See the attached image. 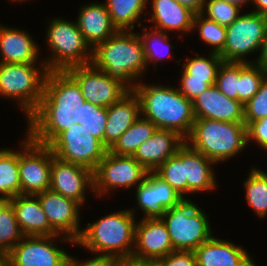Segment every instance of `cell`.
Segmentation results:
<instances>
[{
  "label": "cell",
  "mask_w": 267,
  "mask_h": 266,
  "mask_svg": "<svg viewBox=\"0 0 267 266\" xmlns=\"http://www.w3.org/2000/svg\"><path fill=\"white\" fill-rule=\"evenodd\" d=\"M84 102L78 83L66 71H48L40 104L28 117L27 135L49 146L75 123L76 111Z\"/></svg>",
  "instance_id": "6da1fadb"
},
{
  "label": "cell",
  "mask_w": 267,
  "mask_h": 266,
  "mask_svg": "<svg viewBox=\"0 0 267 266\" xmlns=\"http://www.w3.org/2000/svg\"><path fill=\"white\" fill-rule=\"evenodd\" d=\"M137 83L132 90L138 96L141 116L158 129L175 131L186 139L195 121L192 101L175 87Z\"/></svg>",
  "instance_id": "7a4b0ae2"
},
{
  "label": "cell",
  "mask_w": 267,
  "mask_h": 266,
  "mask_svg": "<svg viewBox=\"0 0 267 266\" xmlns=\"http://www.w3.org/2000/svg\"><path fill=\"white\" fill-rule=\"evenodd\" d=\"M140 35L133 31H118L92 49L91 64L132 90L147 68Z\"/></svg>",
  "instance_id": "3957f363"
},
{
  "label": "cell",
  "mask_w": 267,
  "mask_h": 266,
  "mask_svg": "<svg viewBox=\"0 0 267 266\" xmlns=\"http://www.w3.org/2000/svg\"><path fill=\"white\" fill-rule=\"evenodd\" d=\"M133 213V208L122 210L94 223H87L75 244L84 246L94 254L112 255L121 261L130 260L135 245L136 222Z\"/></svg>",
  "instance_id": "277c9868"
},
{
  "label": "cell",
  "mask_w": 267,
  "mask_h": 266,
  "mask_svg": "<svg viewBox=\"0 0 267 266\" xmlns=\"http://www.w3.org/2000/svg\"><path fill=\"white\" fill-rule=\"evenodd\" d=\"M185 142L216 163L226 161L248 146L244 122L195 118Z\"/></svg>",
  "instance_id": "5b68a950"
},
{
  "label": "cell",
  "mask_w": 267,
  "mask_h": 266,
  "mask_svg": "<svg viewBox=\"0 0 267 266\" xmlns=\"http://www.w3.org/2000/svg\"><path fill=\"white\" fill-rule=\"evenodd\" d=\"M46 34V42L53 53L52 57L44 61L48 71H65L70 67L91 64L92 49L77 22L59 17L52 19Z\"/></svg>",
  "instance_id": "8992f818"
},
{
  "label": "cell",
  "mask_w": 267,
  "mask_h": 266,
  "mask_svg": "<svg viewBox=\"0 0 267 266\" xmlns=\"http://www.w3.org/2000/svg\"><path fill=\"white\" fill-rule=\"evenodd\" d=\"M35 64L0 63V96L18 99L27 118L40 104L48 73L44 62L41 70Z\"/></svg>",
  "instance_id": "52a82bcc"
},
{
  "label": "cell",
  "mask_w": 267,
  "mask_h": 266,
  "mask_svg": "<svg viewBox=\"0 0 267 266\" xmlns=\"http://www.w3.org/2000/svg\"><path fill=\"white\" fill-rule=\"evenodd\" d=\"M174 251H194L212 237L209 220L195 203L183 199L161 217Z\"/></svg>",
  "instance_id": "ba28073f"
},
{
  "label": "cell",
  "mask_w": 267,
  "mask_h": 266,
  "mask_svg": "<svg viewBox=\"0 0 267 266\" xmlns=\"http://www.w3.org/2000/svg\"><path fill=\"white\" fill-rule=\"evenodd\" d=\"M267 35V17L258 13L241 14L226 26V42L218 53L223 61L257 63ZM260 50L256 62L246 61L247 54ZM244 56V58H243Z\"/></svg>",
  "instance_id": "9c48e42d"
},
{
  "label": "cell",
  "mask_w": 267,
  "mask_h": 266,
  "mask_svg": "<svg viewBox=\"0 0 267 266\" xmlns=\"http://www.w3.org/2000/svg\"><path fill=\"white\" fill-rule=\"evenodd\" d=\"M18 151L21 194L37 195L50 187L53 152L48 145L34 142L28 135Z\"/></svg>",
  "instance_id": "30bf717a"
},
{
  "label": "cell",
  "mask_w": 267,
  "mask_h": 266,
  "mask_svg": "<svg viewBox=\"0 0 267 266\" xmlns=\"http://www.w3.org/2000/svg\"><path fill=\"white\" fill-rule=\"evenodd\" d=\"M148 171L133 157L121 156L107 151L93 171L94 194L102 196L109 190L130 188L141 184Z\"/></svg>",
  "instance_id": "8fae6325"
},
{
  "label": "cell",
  "mask_w": 267,
  "mask_h": 266,
  "mask_svg": "<svg viewBox=\"0 0 267 266\" xmlns=\"http://www.w3.org/2000/svg\"><path fill=\"white\" fill-rule=\"evenodd\" d=\"M65 71L78 83L85 101L103 108H108L130 91L121 81L92 64L70 67Z\"/></svg>",
  "instance_id": "7c38bea8"
},
{
  "label": "cell",
  "mask_w": 267,
  "mask_h": 266,
  "mask_svg": "<svg viewBox=\"0 0 267 266\" xmlns=\"http://www.w3.org/2000/svg\"><path fill=\"white\" fill-rule=\"evenodd\" d=\"M58 158L94 171L108 149L89 132L63 131L50 145Z\"/></svg>",
  "instance_id": "4fadbf2b"
},
{
  "label": "cell",
  "mask_w": 267,
  "mask_h": 266,
  "mask_svg": "<svg viewBox=\"0 0 267 266\" xmlns=\"http://www.w3.org/2000/svg\"><path fill=\"white\" fill-rule=\"evenodd\" d=\"M36 196L46 214L50 227L58 235L62 234L63 240L75 244L82 232L79 229L81 205L51 189H47Z\"/></svg>",
  "instance_id": "5bb4252c"
},
{
  "label": "cell",
  "mask_w": 267,
  "mask_h": 266,
  "mask_svg": "<svg viewBox=\"0 0 267 266\" xmlns=\"http://www.w3.org/2000/svg\"><path fill=\"white\" fill-rule=\"evenodd\" d=\"M58 236H24L7 255V265L66 266L69 254L53 244Z\"/></svg>",
  "instance_id": "9a60e30c"
},
{
  "label": "cell",
  "mask_w": 267,
  "mask_h": 266,
  "mask_svg": "<svg viewBox=\"0 0 267 266\" xmlns=\"http://www.w3.org/2000/svg\"><path fill=\"white\" fill-rule=\"evenodd\" d=\"M87 188H94L91 169L53 156L49 189L83 205Z\"/></svg>",
  "instance_id": "2e32d148"
},
{
  "label": "cell",
  "mask_w": 267,
  "mask_h": 266,
  "mask_svg": "<svg viewBox=\"0 0 267 266\" xmlns=\"http://www.w3.org/2000/svg\"><path fill=\"white\" fill-rule=\"evenodd\" d=\"M173 251L168 229L161 218H143L136 222L131 260L156 262Z\"/></svg>",
  "instance_id": "e0dca14e"
},
{
  "label": "cell",
  "mask_w": 267,
  "mask_h": 266,
  "mask_svg": "<svg viewBox=\"0 0 267 266\" xmlns=\"http://www.w3.org/2000/svg\"><path fill=\"white\" fill-rule=\"evenodd\" d=\"M136 200L146 215L143 218H161L167 209L176 206L183 198L155 172H148L136 187Z\"/></svg>",
  "instance_id": "ac0fdd59"
},
{
  "label": "cell",
  "mask_w": 267,
  "mask_h": 266,
  "mask_svg": "<svg viewBox=\"0 0 267 266\" xmlns=\"http://www.w3.org/2000/svg\"><path fill=\"white\" fill-rule=\"evenodd\" d=\"M195 118H207L226 122H244L243 104L230 99L216 85L197 95L192 100Z\"/></svg>",
  "instance_id": "d6986e66"
},
{
  "label": "cell",
  "mask_w": 267,
  "mask_h": 266,
  "mask_svg": "<svg viewBox=\"0 0 267 266\" xmlns=\"http://www.w3.org/2000/svg\"><path fill=\"white\" fill-rule=\"evenodd\" d=\"M185 139L177 132L156 129L152 137L143 142L133 157L148 171L154 172L169 157L177 153Z\"/></svg>",
  "instance_id": "ffe728a7"
},
{
  "label": "cell",
  "mask_w": 267,
  "mask_h": 266,
  "mask_svg": "<svg viewBox=\"0 0 267 266\" xmlns=\"http://www.w3.org/2000/svg\"><path fill=\"white\" fill-rule=\"evenodd\" d=\"M141 116L140 102L133 90L107 108L104 146L110 150L119 137Z\"/></svg>",
  "instance_id": "44dd1931"
},
{
  "label": "cell",
  "mask_w": 267,
  "mask_h": 266,
  "mask_svg": "<svg viewBox=\"0 0 267 266\" xmlns=\"http://www.w3.org/2000/svg\"><path fill=\"white\" fill-rule=\"evenodd\" d=\"M10 203L14 208L18 225L24 236L58 235L50 227L36 195L19 194L11 198Z\"/></svg>",
  "instance_id": "7402d4cb"
},
{
  "label": "cell",
  "mask_w": 267,
  "mask_h": 266,
  "mask_svg": "<svg viewBox=\"0 0 267 266\" xmlns=\"http://www.w3.org/2000/svg\"><path fill=\"white\" fill-rule=\"evenodd\" d=\"M193 252L197 266H245L252 258L242 246L214 237Z\"/></svg>",
  "instance_id": "603a6c76"
},
{
  "label": "cell",
  "mask_w": 267,
  "mask_h": 266,
  "mask_svg": "<svg viewBox=\"0 0 267 266\" xmlns=\"http://www.w3.org/2000/svg\"><path fill=\"white\" fill-rule=\"evenodd\" d=\"M76 20L85 41L92 49L118 32L105 4L96 2L82 6Z\"/></svg>",
  "instance_id": "cb8c5ba5"
},
{
  "label": "cell",
  "mask_w": 267,
  "mask_h": 266,
  "mask_svg": "<svg viewBox=\"0 0 267 266\" xmlns=\"http://www.w3.org/2000/svg\"><path fill=\"white\" fill-rule=\"evenodd\" d=\"M38 49L39 47L28 33L0 24V51L2 54L0 63H36Z\"/></svg>",
  "instance_id": "d4e9b609"
},
{
  "label": "cell",
  "mask_w": 267,
  "mask_h": 266,
  "mask_svg": "<svg viewBox=\"0 0 267 266\" xmlns=\"http://www.w3.org/2000/svg\"><path fill=\"white\" fill-rule=\"evenodd\" d=\"M151 21L155 27L164 33L167 31H193L195 13L176 0H151Z\"/></svg>",
  "instance_id": "484cf974"
},
{
  "label": "cell",
  "mask_w": 267,
  "mask_h": 266,
  "mask_svg": "<svg viewBox=\"0 0 267 266\" xmlns=\"http://www.w3.org/2000/svg\"><path fill=\"white\" fill-rule=\"evenodd\" d=\"M183 163L187 193L210 191L215 188L216 179L212 167L215 163L201 152L191 148L186 142L183 144Z\"/></svg>",
  "instance_id": "4316f807"
},
{
  "label": "cell",
  "mask_w": 267,
  "mask_h": 266,
  "mask_svg": "<svg viewBox=\"0 0 267 266\" xmlns=\"http://www.w3.org/2000/svg\"><path fill=\"white\" fill-rule=\"evenodd\" d=\"M148 0H107L105 5L112 23L118 31H133L134 24L139 23Z\"/></svg>",
  "instance_id": "83f0119b"
},
{
  "label": "cell",
  "mask_w": 267,
  "mask_h": 266,
  "mask_svg": "<svg viewBox=\"0 0 267 266\" xmlns=\"http://www.w3.org/2000/svg\"><path fill=\"white\" fill-rule=\"evenodd\" d=\"M156 125L142 116L139 117L118 139L109 150L121 156H133L138 147L152 137Z\"/></svg>",
  "instance_id": "f1b7e54d"
},
{
  "label": "cell",
  "mask_w": 267,
  "mask_h": 266,
  "mask_svg": "<svg viewBox=\"0 0 267 266\" xmlns=\"http://www.w3.org/2000/svg\"><path fill=\"white\" fill-rule=\"evenodd\" d=\"M106 122L107 108L85 101L76 111L75 123L65 131L89 132L104 145Z\"/></svg>",
  "instance_id": "f546056e"
},
{
  "label": "cell",
  "mask_w": 267,
  "mask_h": 266,
  "mask_svg": "<svg viewBox=\"0 0 267 266\" xmlns=\"http://www.w3.org/2000/svg\"><path fill=\"white\" fill-rule=\"evenodd\" d=\"M196 55L194 58H186L181 79L206 81L211 86L215 85L217 71L223 59L216 52H211L209 58Z\"/></svg>",
  "instance_id": "4dcf8cb0"
},
{
  "label": "cell",
  "mask_w": 267,
  "mask_h": 266,
  "mask_svg": "<svg viewBox=\"0 0 267 266\" xmlns=\"http://www.w3.org/2000/svg\"><path fill=\"white\" fill-rule=\"evenodd\" d=\"M0 195L13 198L21 194L18 152L0 150Z\"/></svg>",
  "instance_id": "1f68e13d"
},
{
  "label": "cell",
  "mask_w": 267,
  "mask_h": 266,
  "mask_svg": "<svg viewBox=\"0 0 267 266\" xmlns=\"http://www.w3.org/2000/svg\"><path fill=\"white\" fill-rule=\"evenodd\" d=\"M248 176L243 182L247 203L258 217L264 218L267 215V174L252 168Z\"/></svg>",
  "instance_id": "d6a6232c"
},
{
  "label": "cell",
  "mask_w": 267,
  "mask_h": 266,
  "mask_svg": "<svg viewBox=\"0 0 267 266\" xmlns=\"http://www.w3.org/2000/svg\"><path fill=\"white\" fill-rule=\"evenodd\" d=\"M154 172L184 199V195L187 194V179L185 178V164L183 163V145L176 154L169 157Z\"/></svg>",
  "instance_id": "836d02e7"
},
{
  "label": "cell",
  "mask_w": 267,
  "mask_h": 266,
  "mask_svg": "<svg viewBox=\"0 0 267 266\" xmlns=\"http://www.w3.org/2000/svg\"><path fill=\"white\" fill-rule=\"evenodd\" d=\"M267 72L258 63L239 62L238 101L245 105L259 90Z\"/></svg>",
  "instance_id": "e575fe53"
},
{
  "label": "cell",
  "mask_w": 267,
  "mask_h": 266,
  "mask_svg": "<svg viewBox=\"0 0 267 266\" xmlns=\"http://www.w3.org/2000/svg\"><path fill=\"white\" fill-rule=\"evenodd\" d=\"M23 237L14 208L9 203L0 213V253L8 255Z\"/></svg>",
  "instance_id": "d590c367"
},
{
  "label": "cell",
  "mask_w": 267,
  "mask_h": 266,
  "mask_svg": "<svg viewBox=\"0 0 267 266\" xmlns=\"http://www.w3.org/2000/svg\"><path fill=\"white\" fill-rule=\"evenodd\" d=\"M143 28L146 30V32L144 31L143 32L144 34L141 35L140 38L143 43V49L147 67L148 64H150V61H152V63L157 65L156 61L168 58V56L170 57L171 54L169 50H171V48H173L174 46H172V44L169 43L170 41L168 40L167 34L154 28H151L152 29L151 31H147V27L145 26ZM165 49H167L165 51L167 52L166 54L164 52Z\"/></svg>",
  "instance_id": "8d00e7d4"
},
{
  "label": "cell",
  "mask_w": 267,
  "mask_h": 266,
  "mask_svg": "<svg viewBox=\"0 0 267 266\" xmlns=\"http://www.w3.org/2000/svg\"><path fill=\"white\" fill-rule=\"evenodd\" d=\"M199 29V35L202 40L213 46L212 52L219 53L226 42V26L219 25L215 21L205 18L200 13L195 14L193 20V29Z\"/></svg>",
  "instance_id": "74e56055"
},
{
  "label": "cell",
  "mask_w": 267,
  "mask_h": 266,
  "mask_svg": "<svg viewBox=\"0 0 267 266\" xmlns=\"http://www.w3.org/2000/svg\"><path fill=\"white\" fill-rule=\"evenodd\" d=\"M238 6L223 0H205L200 14L219 25H231L241 14Z\"/></svg>",
  "instance_id": "f35d334b"
},
{
  "label": "cell",
  "mask_w": 267,
  "mask_h": 266,
  "mask_svg": "<svg viewBox=\"0 0 267 266\" xmlns=\"http://www.w3.org/2000/svg\"><path fill=\"white\" fill-rule=\"evenodd\" d=\"M215 85L228 98L238 100L239 62L222 61L217 71Z\"/></svg>",
  "instance_id": "ab89813d"
},
{
  "label": "cell",
  "mask_w": 267,
  "mask_h": 266,
  "mask_svg": "<svg viewBox=\"0 0 267 266\" xmlns=\"http://www.w3.org/2000/svg\"><path fill=\"white\" fill-rule=\"evenodd\" d=\"M243 109L246 126L251 122L267 117V76L261 82L259 90L243 106Z\"/></svg>",
  "instance_id": "60d3db41"
},
{
  "label": "cell",
  "mask_w": 267,
  "mask_h": 266,
  "mask_svg": "<svg viewBox=\"0 0 267 266\" xmlns=\"http://www.w3.org/2000/svg\"><path fill=\"white\" fill-rule=\"evenodd\" d=\"M156 262L159 266H197L193 251H173Z\"/></svg>",
  "instance_id": "b9f144b4"
},
{
  "label": "cell",
  "mask_w": 267,
  "mask_h": 266,
  "mask_svg": "<svg viewBox=\"0 0 267 266\" xmlns=\"http://www.w3.org/2000/svg\"><path fill=\"white\" fill-rule=\"evenodd\" d=\"M251 140H255L267 151V117L251 122L247 126V143Z\"/></svg>",
  "instance_id": "7bdbcfd3"
},
{
  "label": "cell",
  "mask_w": 267,
  "mask_h": 266,
  "mask_svg": "<svg viewBox=\"0 0 267 266\" xmlns=\"http://www.w3.org/2000/svg\"><path fill=\"white\" fill-rule=\"evenodd\" d=\"M93 259L85 260V262L77 261L76 257L68 255L66 266H121L122 261L112 255L97 254Z\"/></svg>",
  "instance_id": "ee69618b"
},
{
  "label": "cell",
  "mask_w": 267,
  "mask_h": 266,
  "mask_svg": "<svg viewBox=\"0 0 267 266\" xmlns=\"http://www.w3.org/2000/svg\"><path fill=\"white\" fill-rule=\"evenodd\" d=\"M180 88L178 91L189 100H193L197 95L207 90L211 85L206 81H197L189 79H180Z\"/></svg>",
  "instance_id": "f6af8a7d"
},
{
  "label": "cell",
  "mask_w": 267,
  "mask_h": 266,
  "mask_svg": "<svg viewBox=\"0 0 267 266\" xmlns=\"http://www.w3.org/2000/svg\"><path fill=\"white\" fill-rule=\"evenodd\" d=\"M178 3L192 10L195 14L201 12L205 0H176Z\"/></svg>",
  "instance_id": "bcb514c9"
},
{
  "label": "cell",
  "mask_w": 267,
  "mask_h": 266,
  "mask_svg": "<svg viewBox=\"0 0 267 266\" xmlns=\"http://www.w3.org/2000/svg\"><path fill=\"white\" fill-rule=\"evenodd\" d=\"M257 9L252 12L258 13L261 16L267 17V0H252Z\"/></svg>",
  "instance_id": "7dc6e473"
},
{
  "label": "cell",
  "mask_w": 267,
  "mask_h": 266,
  "mask_svg": "<svg viewBox=\"0 0 267 266\" xmlns=\"http://www.w3.org/2000/svg\"><path fill=\"white\" fill-rule=\"evenodd\" d=\"M121 266H159L157 262L151 261H136V260H125L122 261Z\"/></svg>",
  "instance_id": "c3c4849f"
},
{
  "label": "cell",
  "mask_w": 267,
  "mask_h": 266,
  "mask_svg": "<svg viewBox=\"0 0 267 266\" xmlns=\"http://www.w3.org/2000/svg\"><path fill=\"white\" fill-rule=\"evenodd\" d=\"M257 63L267 72V35L266 39L264 40L262 52Z\"/></svg>",
  "instance_id": "681fc988"
},
{
  "label": "cell",
  "mask_w": 267,
  "mask_h": 266,
  "mask_svg": "<svg viewBox=\"0 0 267 266\" xmlns=\"http://www.w3.org/2000/svg\"><path fill=\"white\" fill-rule=\"evenodd\" d=\"M225 2H228L229 4H233L241 8L245 4H247L249 1L251 2L252 0H223Z\"/></svg>",
  "instance_id": "f907efd6"
},
{
  "label": "cell",
  "mask_w": 267,
  "mask_h": 266,
  "mask_svg": "<svg viewBox=\"0 0 267 266\" xmlns=\"http://www.w3.org/2000/svg\"><path fill=\"white\" fill-rule=\"evenodd\" d=\"M10 198L0 195V213L10 203Z\"/></svg>",
  "instance_id": "816d5d0a"
},
{
  "label": "cell",
  "mask_w": 267,
  "mask_h": 266,
  "mask_svg": "<svg viewBox=\"0 0 267 266\" xmlns=\"http://www.w3.org/2000/svg\"><path fill=\"white\" fill-rule=\"evenodd\" d=\"M0 266H8L7 265V255L0 253Z\"/></svg>",
  "instance_id": "f5cc1de1"
},
{
  "label": "cell",
  "mask_w": 267,
  "mask_h": 266,
  "mask_svg": "<svg viewBox=\"0 0 267 266\" xmlns=\"http://www.w3.org/2000/svg\"><path fill=\"white\" fill-rule=\"evenodd\" d=\"M245 266H256L255 262L251 259Z\"/></svg>",
  "instance_id": "db71d44e"
},
{
  "label": "cell",
  "mask_w": 267,
  "mask_h": 266,
  "mask_svg": "<svg viewBox=\"0 0 267 266\" xmlns=\"http://www.w3.org/2000/svg\"><path fill=\"white\" fill-rule=\"evenodd\" d=\"M12 1H16V0H12ZM18 1H19V2H21V1L23 2V1H26V0H17V2H18Z\"/></svg>",
  "instance_id": "11a10c76"
}]
</instances>
